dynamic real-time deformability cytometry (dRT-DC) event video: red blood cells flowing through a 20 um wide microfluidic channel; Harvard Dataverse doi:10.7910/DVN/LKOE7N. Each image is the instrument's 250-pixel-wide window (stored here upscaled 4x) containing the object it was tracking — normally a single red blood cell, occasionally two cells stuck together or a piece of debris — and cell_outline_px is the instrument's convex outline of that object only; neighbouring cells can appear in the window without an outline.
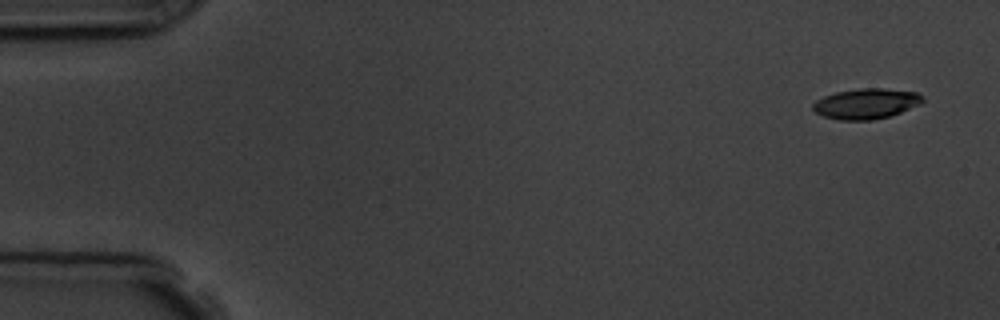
{"species": "common noctule bat (a hibernating species)", "species_latin": "Nyctalus noctula", "temperature_condition": "room temperature", "stored_images_in_passage": 5, "camera_frame_rate_fps": 3000, "um_per_image_px": 0.085, "animal": {"sex": "male", "body_mass_g": 19.5, "forearm_length_mm": 54.6}, "frame": {"image": 1, "passage_image": 1, "time_ms": 0.0, "image_size_px": [1000, 320], "cell_outline_px": [[924, 100], [920, 104], [900, 112], [888, 116], [872, 120], [840, 120], [824, 116], [816, 112], [812, 108], [812, 104], [816, 100], [824, 96], [836, 92], [860, 88], [884, 88], [916, 92], [924, 96]], "centroid_in_image_um": [73.62, 8.8], "position_along_channel_um": 11.4, "area_um2": 19.36}}
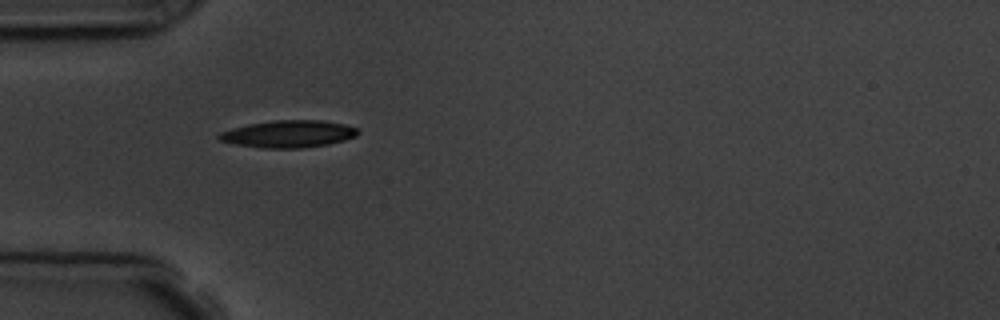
{"frame": {"image": 2, "passage_image": 4, "time_ms": 4.667, "image_size_px": [1000, 320], "cell_outline_px": [[360, 132], [356, 136], [344, 140], [328, 144], [300, 148], [260, 148], [236, 144], [220, 140], [216, 136], [220, 132], [232, 128], [248, 124], [272, 120], [324, 120], [344, 124], [360, 128]], "centroid_in_image_um": [24.55, 11.37], "position_along_channel_um": 60.5, "area_um2": 22.14}}